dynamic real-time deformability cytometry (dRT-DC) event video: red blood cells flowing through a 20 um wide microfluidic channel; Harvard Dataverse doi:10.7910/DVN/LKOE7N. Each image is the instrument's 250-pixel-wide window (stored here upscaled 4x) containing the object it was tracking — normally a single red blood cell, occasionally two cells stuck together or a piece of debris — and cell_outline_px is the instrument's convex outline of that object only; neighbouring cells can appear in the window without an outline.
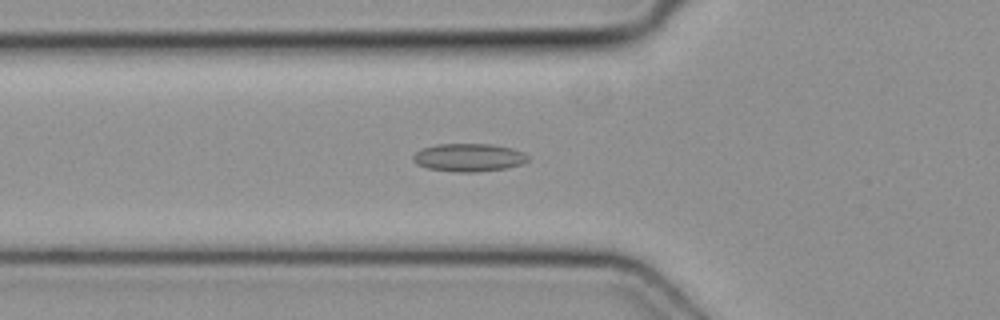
{"species": "common noctule bat (a hibernating species)", "species_latin": "Nyctalus noctula", "temperature_condition": "cold", "stored_images_in_passage": 46, "camera_frame_rate_fps": 3000, "um_per_image_px": 0.085, "animal": {"sex": "female", "body_mass_g": 19.3, "forearm_length_mm": 54.1}, "frame": {"image": 1, "passage_image": 14, "time_ms": 4.333, "image_size_px": [1000, 320], "cell_outline_px": [[528, 160], [520, 164], [504, 168], [476, 172], [456, 172], [428, 168], [416, 164], [412, 160], [412, 156], [416, 152], [424, 148], [436, 144], [492, 144], [512, 148], [524, 152], [528, 156]], "centroid_in_image_um": [39.83, 13.38], "position_along_channel_um": 86.0, "area_um2": 18.67}}
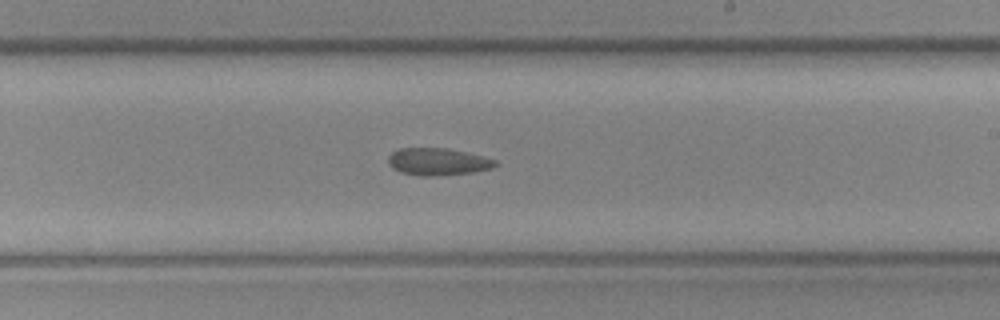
{"frame": {"image": 2, "passage_image": 26, "time_ms": 8.333, "image_size_px": [1000, 320], "cell_outline_px": [[500, 164], [492, 168], [472, 172], [432, 176], [420, 176], [400, 172], [392, 168], [388, 164], [388, 156], [392, 152], [400, 148], [448, 148], [496, 160]], "centroid_in_image_um": [37.18, 13.75], "position_along_channel_um": 251.8, "area_um2": 16.94}}
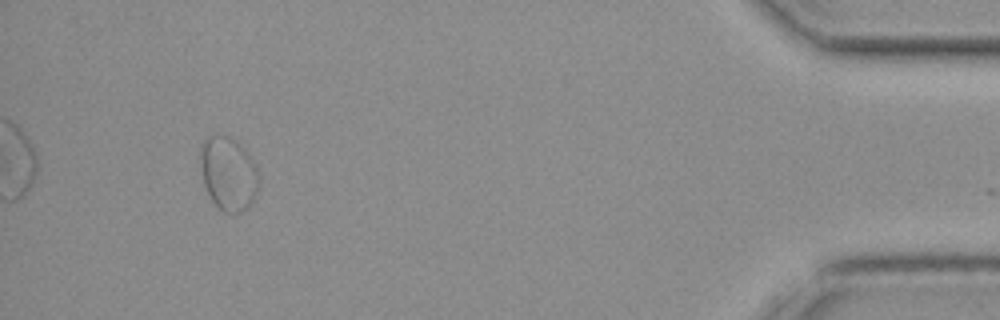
{"frame": {"image": 3, "passage_image": 43, "time_ms": 14.0, "image_size_px": [1000, 320], "cell_outline_px": [[260, 188], [248, 208], [240, 212], [224, 212], [212, 200], [204, 184], [200, 168], [200, 144], [208, 136], [224, 136], [240, 144], [244, 148], [260, 172]], "centroid_in_image_um": [19.43, 14.77], "position_along_channel_um": 415.8, "area_um2": 25.14}}